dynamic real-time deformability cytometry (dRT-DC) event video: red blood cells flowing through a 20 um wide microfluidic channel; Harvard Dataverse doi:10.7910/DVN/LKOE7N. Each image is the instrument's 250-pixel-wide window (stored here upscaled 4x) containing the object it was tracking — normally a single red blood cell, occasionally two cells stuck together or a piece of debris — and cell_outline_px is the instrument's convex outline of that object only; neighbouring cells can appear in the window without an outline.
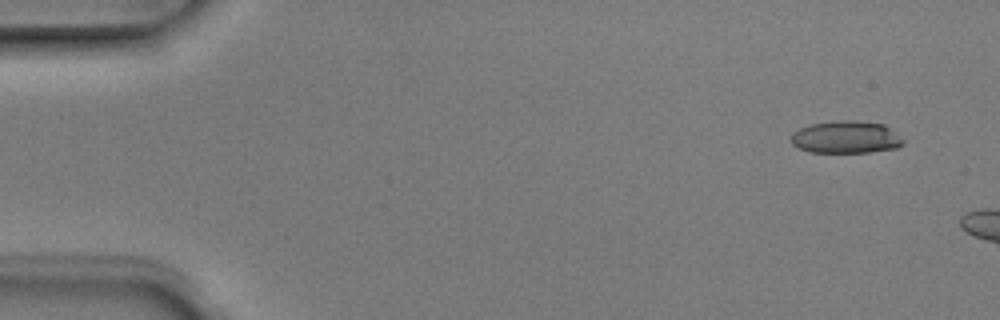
{"species": "Egyptian fruit bat (a non-hibernating species)", "species_latin": "Rousettus aegyptiacus", "temperature_condition": "room temperature", "stored_images_in_passage": 5, "camera_frame_rate_fps": 3000, "um_per_image_px": 0.085, "animal": {"sex": "male"}, "frame": {"image": 1, "passage_image": 1, "time_ms": 0.0, "image_size_px": [1000, 320], "cell_outline_px": [[904, 144], [896, 148], [868, 152], [808, 152], [792, 144], [792, 132], [800, 128], [812, 124], [840, 120], [856, 120], [884, 124], [892, 128], [904, 140]], "centroid_in_image_um": [71.94, 11.65], "position_along_channel_um": 13.1, "area_um2": 21.21}}
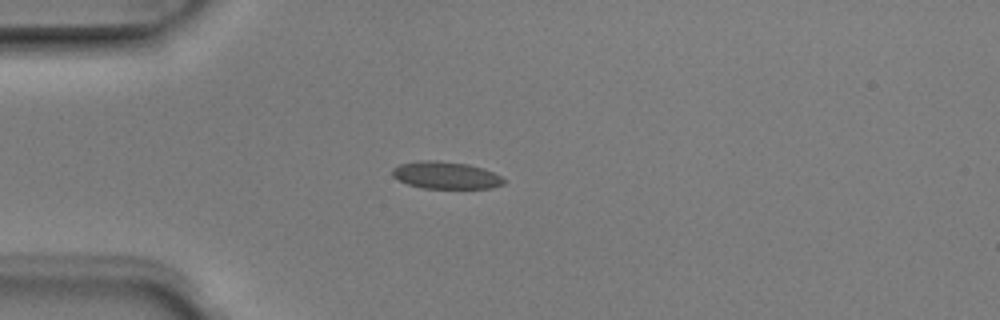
{"frame": {"image": 2, "passage_image": 5, "time_ms": 1.333, "image_size_px": [1000, 320], "cell_outline_px": [[504, 184], [492, 188], [424, 188], [408, 184], [392, 176], [392, 168], [400, 164], [420, 160], [436, 160], [468, 164], [484, 168], [500, 176], [504, 180]], "centroid_in_image_um": [37.89, 14.89], "position_along_channel_um": 47.1, "area_um2": 17.63}}